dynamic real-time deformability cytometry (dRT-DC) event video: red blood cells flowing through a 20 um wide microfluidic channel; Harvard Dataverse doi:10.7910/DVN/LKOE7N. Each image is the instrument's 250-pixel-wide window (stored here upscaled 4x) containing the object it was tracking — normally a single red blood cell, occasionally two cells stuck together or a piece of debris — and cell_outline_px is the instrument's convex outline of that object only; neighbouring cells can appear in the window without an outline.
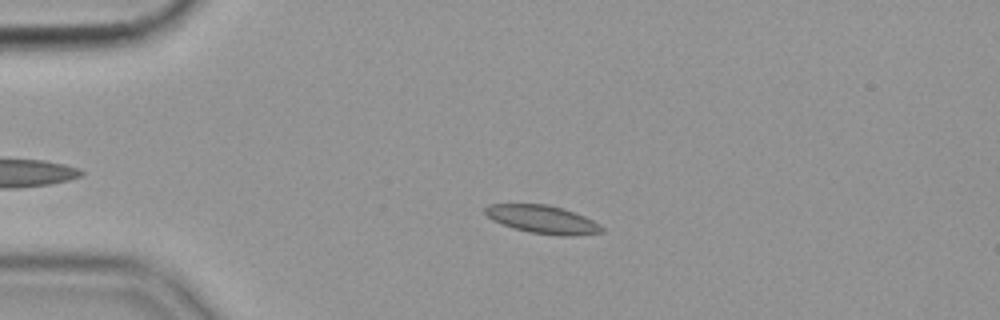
{"species": "common noctule bat (a hibernating species)", "species_latin": "Nyctalus noctula", "temperature_condition": "cold", "stored_images_in_passage": 47, "camera_frame_rate_fps": 3000, "um_per_image_px": 0.085, "animal": {"sex": "female", "body_mass_g": 19.9}, "frame": {"image": 1, "passage_image": 13, "time_ms": 4.0, "image_size_px": [1000, 320], "cell_outline_px": [[604, 232], [572, 236], [560, 236], [528, 232], [512, 228], [492, 220], [484, 212], [484, 208], [488, 204], [548, 204], [584, 216], [600, 224], [604, 228]], "centroid_in_image_um": [46.1, 18.66], "position_along_channel_um": 38.9, "area_um2": 19.13}}
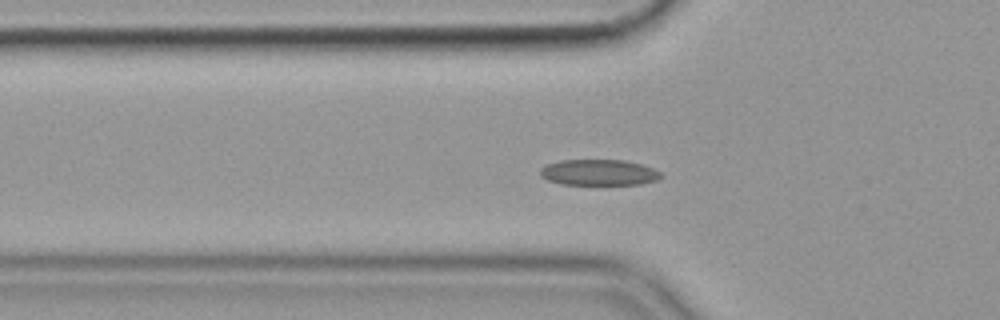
{"frame": {"image": 2, "passage_image": 19, "time_ms": 6.0, "image_size_px": [1000, 320], "cell_outline_px": [[664, 176], [656, 180], [640, 184], [560, 184], [548, 180], [540, 176], [540, 168], [548, 164], [560, 160], [624, 160], [640, 164], [652, 168], [660, 172]], "centroid_in_image_um": [50.89, 14.66], "position_along_channel_um": 74.9, "area_um2": 18.15}}
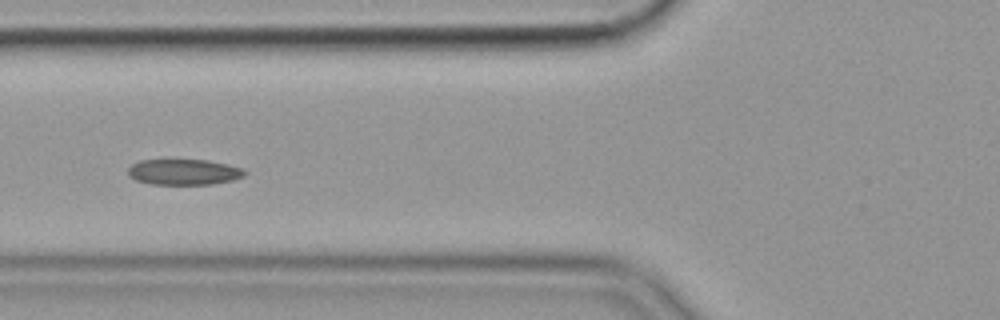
{"frame": {"image": 3, "passage_image": 22, "time_ms": 7.0, "image_size_px": [1000, 320], "cell_outline_px": [[248, 172], [244, 176], [232, 180], [212, 184], [152, 184], [136, 180], [128, 176], [128, 168], [132, 164], [140, 160], [208, 160], [228, 164], [244, 168]], "centroid_in_image_um": [15.65, 14.61], "position_along_channel_um": 110.1, "area_um2": 17.57}, "authors_computed_cell_mechanics": {"area_um2": 18.2648, "velocity_mm_per_s": 3.523, "shape_relaxation_time_tau1_ms": 5.8336, "shape_relaxation_time_tau2_ms": 2.562, "deformation_change_tau1": 0.1182, "deformation_change_tau2": 0.057}}